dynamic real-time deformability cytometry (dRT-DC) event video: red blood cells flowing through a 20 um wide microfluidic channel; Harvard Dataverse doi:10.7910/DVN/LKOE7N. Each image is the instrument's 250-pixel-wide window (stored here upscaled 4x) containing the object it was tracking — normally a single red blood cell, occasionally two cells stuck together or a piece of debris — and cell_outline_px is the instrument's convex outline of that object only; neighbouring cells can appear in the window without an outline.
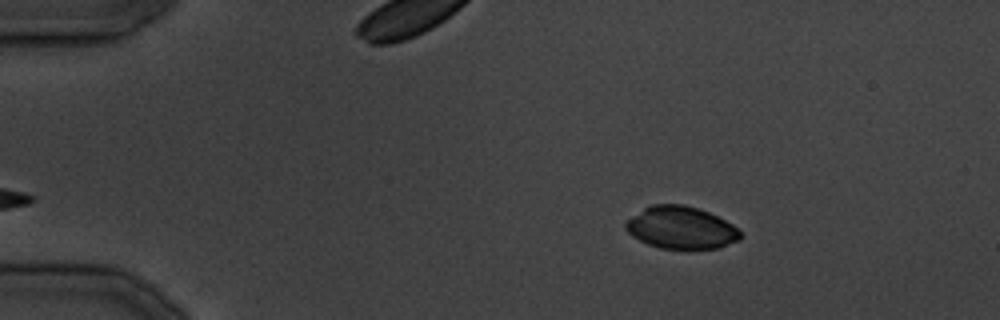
{"species": "common noctule bat (a hibernating species)", "species_latin": "Nyctalus noctula", "temperature_condition": "cold", "stored_images_in_passage": 23, "camera_frame_rate_fps": 3000, "um_per_image_px": 0.085, "animal": {"sex": "male", "body_mass_g": 19.5, "forearm_length_mm": 54.6}, "frame": {"image": 1, "passage_image": 3, "time_ms": 2.333, "image_size_px": [1000, 320], "cell_outline_px": [[740, 240], [720, 248], [688, 252], [660, 248], [648, 244], [632, 236], [624, 228], [624, 224], [628, 220], [644, 208], [652, 204], [684, 204], [708, 212], [732, 224], [740, 232]], "centroid_in_image_um": [57.9, 19.41], "position_along_channel_um": 27.1, "area_um2": 28.84}}